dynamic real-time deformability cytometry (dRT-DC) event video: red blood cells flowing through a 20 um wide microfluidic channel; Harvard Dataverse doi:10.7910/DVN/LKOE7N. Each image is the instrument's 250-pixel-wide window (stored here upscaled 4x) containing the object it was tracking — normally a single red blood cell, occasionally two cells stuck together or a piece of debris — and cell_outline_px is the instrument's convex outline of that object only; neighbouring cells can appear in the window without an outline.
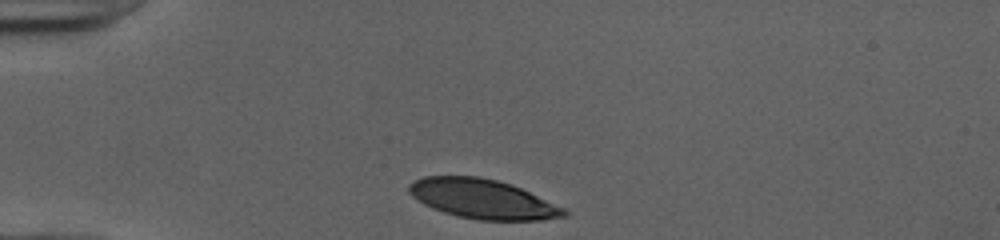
{"species": "human", "species_latin": "Homo sapiens", "temperature_condition": "cold", "stored_images_in_passage": 31, "camera_frame_rate_fps": 3000, "um_per_image_px": 0.085, "donor": {"sex": "female"}, "frame": {"image": 1, "passage_image": 1, "time_ms": 0.0, "image_size_px": [1000, 240], "cell_outline_px": [[568, 216], [544, 220], [476, 220], [456, 216], [432, 208], [424, 204], [412, 196], [408, 192], [408, 184], [412, 180], [424, 176], [480, 176], [512, 184], [564, 208], [568, 212]], "centroid_in_image_um": [41.0, 16.91], "position_along_channel_um": 44.0, "area_um2": 35.78}}
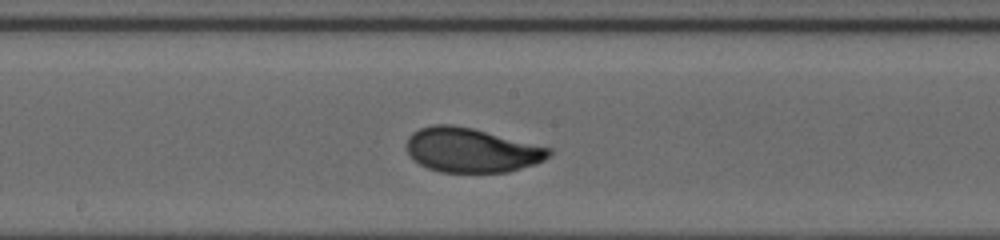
{"frame": {"image": 2, "passage_image": 16, "time_ms": 5.0, "image_size_px": [1000, 240], "cell_outline_px": [[552, 152], [544, 160], [536, 164], [508, 172], [440, 172], [428, 168], [420, 164], [408, 152], [408, 136], [412, 132], [420, 128], [432, 124], [452, 124], [472, 128], [552, 148]], "centroid_in_image_um": [40.09, 12.76], "position_along_channel_um": 208.1, "area_um2": 36.7}}
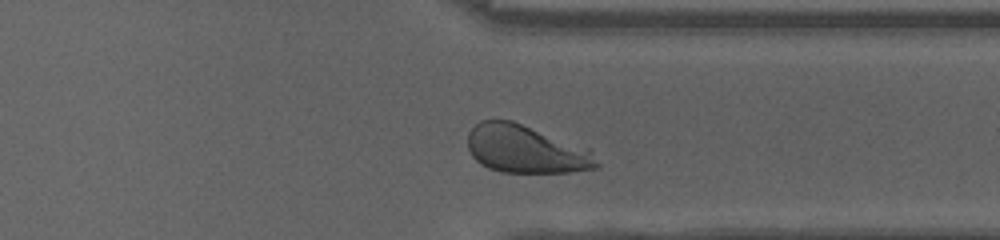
{"frame": {"image": 3, "passage_image": 28, "time_ms": 9.0, "image_size_px": [1000, 240], "cell_outline_px": [[600, 168], [572, 172], [500, 172], [488, 168], [480, 164], [472, 156], [468, 148], [468, 132], [480, 120], [512, 120], [588, 148], [600, 164]], "centroid_in_image_um": [44.69, 12.69], "position_along_channel_um": 366.7, "area_um2": 36.07}, "authors_computed_cell_mechanics": {"area_um2": 36.5874, "velocity_mm_per_s": 3.9638, "shape_relaxation_time_tau1_ms": 2.6978, "shape_relaxation_time_tau2_ms": null, "deformation_change_tau1": 0.1471, "deformation_change_tau2": null}}